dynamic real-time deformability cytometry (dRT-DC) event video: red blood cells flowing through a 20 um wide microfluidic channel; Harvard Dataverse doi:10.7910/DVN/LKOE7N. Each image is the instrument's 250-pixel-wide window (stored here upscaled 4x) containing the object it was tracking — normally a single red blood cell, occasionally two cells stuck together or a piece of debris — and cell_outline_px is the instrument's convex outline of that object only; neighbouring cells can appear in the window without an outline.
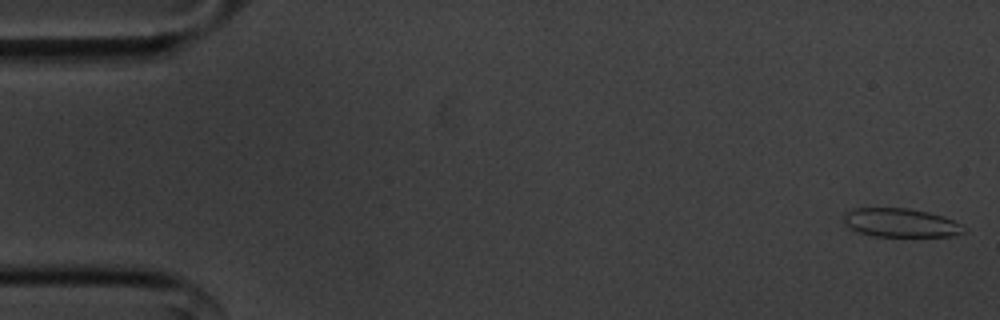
{"species": "common noctule bat (a hibernating species)", "species_latin": "Nyctalus noctula", "temperature_condition": "cold", "stored_images_in_passage": 55, "camera_frame_rate_fps": 3000, "um_per_image_px": 0.085, "animal": {"sex": "male", "body_mass_g": 20.1, "forearm_length_mm": 53.5}, "frame": {"image": 1, "passage_image": 1, "time_ms": 0.0, "image_size_px": [1000, 320], "cell_outline_px": [[964, 232], [952, 236], [872, 236], [860, 232], [852, 228], [844, 220], [844, 212], [856, 208], [908, 208], [928, 212], [944, 216], [960, 224]], "centroid_in_image_um": [76.55, 18.93], "position_along_channel_um": 8.4, "area_um2": 19.77}}
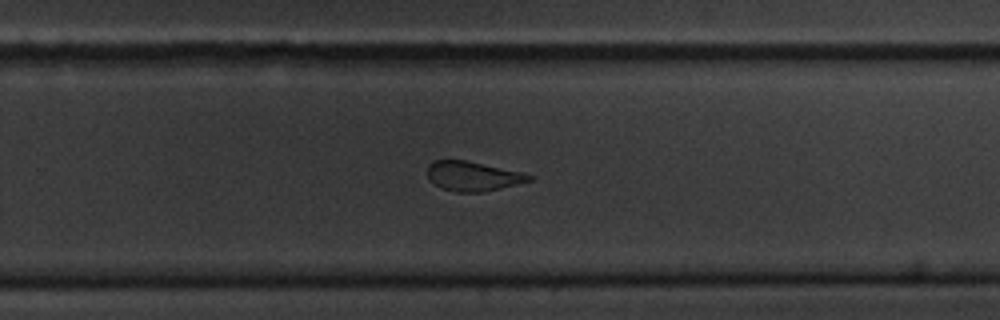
{"frame": {"image": 2, "passage_image": 35, "time_ms": 11.333, "image_size_px": [1000, 320], "cell_outline_px": [[536, 176], [532, 180], [500, 188], [480, 192], [456, 192], [440, 188], [428, 176], [428, 164], [432, 160], [468, 160], [520, 172]], "centroid_in_image_um": [40.19, 14.96], "position_along_channel_um": 289.6, "area_um2": 17.4}}
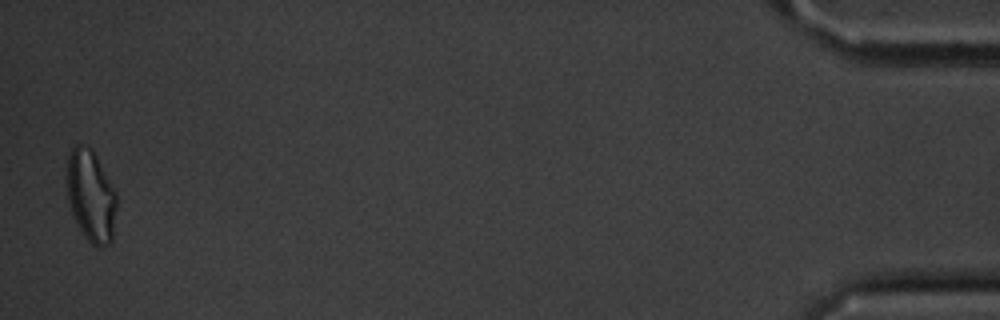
{"frame": {"image": 3, "passage_image": 54, "time_ms": 17.667, "image_size_px": [1000, 320], "cell_outline_px": [[116, 208], [112, 240], [108, 244], [100, 248], [96, 248], [84, 236], [68, 204], [64, 176], [68, 156], [72, 148], [76, 144], [84, 144], [92, 148], [112, 184], [116, 192]], "centroid_in_image_um": [7.69, 16.61], "position_along_channel_um": 427.5, "area_um2": 27.17}, "authors_computed_cell_mechanics": {"area_um2": 19.7676, "velocity_mm_per_s": 3.6014, "shape_relaxation_time_tau1_ms": 5.7983, "shape_relaxation_time_tau2_ms": 2.0272, "deformation_change_tau1": 0.1481, "deformation_change_tau2": 0.0934}}